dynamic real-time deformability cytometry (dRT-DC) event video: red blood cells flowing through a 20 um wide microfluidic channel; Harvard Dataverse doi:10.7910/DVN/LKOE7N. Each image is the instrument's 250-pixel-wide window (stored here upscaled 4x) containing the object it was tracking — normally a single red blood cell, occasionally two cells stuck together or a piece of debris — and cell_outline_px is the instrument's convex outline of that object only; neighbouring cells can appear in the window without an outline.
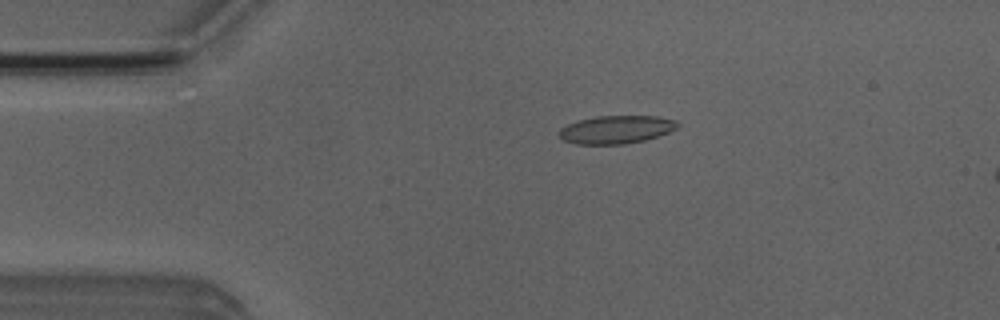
{"species": "Egyptian fruit bat (a non-hibernating species)", "species_latin": "Rousettus aegyptiacus", "temperature_condition": "room temperature", "stored_images_in_passage": 6, "camera_frame_rate_fps": 3000, "um_per_image_px": 0.085, "animal": {"sex": "male"}, "frame": {"image": 1, "passage_image": 2, "time_ms": 1.333, "image_size_px": [1000, 320], "cell_outline_px": [[680, 124], [676, 128], [668, 132], [644, 140], [624, 144], [576, 144], [564, 140], [560, 136], [560, 128], [576, 120], [596, 116], [660, 116], [676, 120]], "centroid_in_image_um": [52.38, 11.0], "position_along_channel_um": 32.6, "area_um2": 19.31}}